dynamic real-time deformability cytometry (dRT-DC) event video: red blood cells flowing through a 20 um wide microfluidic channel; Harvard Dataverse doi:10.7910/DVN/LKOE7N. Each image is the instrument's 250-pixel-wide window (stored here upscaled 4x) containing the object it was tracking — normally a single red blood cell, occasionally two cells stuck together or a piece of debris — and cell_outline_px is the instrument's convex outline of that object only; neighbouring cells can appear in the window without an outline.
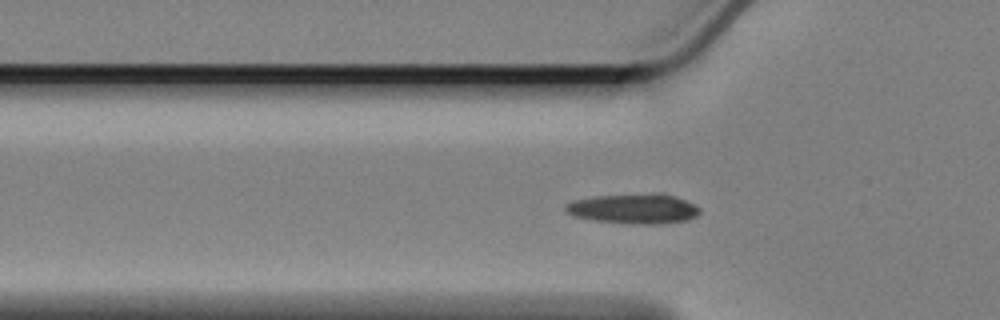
{"species": "Egyptian fruit bat (a non-hibernating species)", "species_latin": "Rousettus aegyptiacus", "temperature_condition": "cold", "stored_images_in_passage": 55, "camera_frame_rate_fps": 3000, "um_per_image_px": 0.085, "animal": {"sex": "female"}, "frame": {"image": 1, "passage_image": 16, "time_ms": 5.0, "image_size_px": [1000, 320], "cell_outline_px": [[700, 212], [696, 216], [688, 220], [660, 224], [632, 224], [592, 220], [572, 216], [564, 212], [564, 208], [572, 200], [592, 196], [652, 192], [660, 192], [676, 196], [700, 208]], "centroid_in_image_um": [53.84, 17.72], "position_along_channel_um": 72.0, "area_um2": 23.99}}
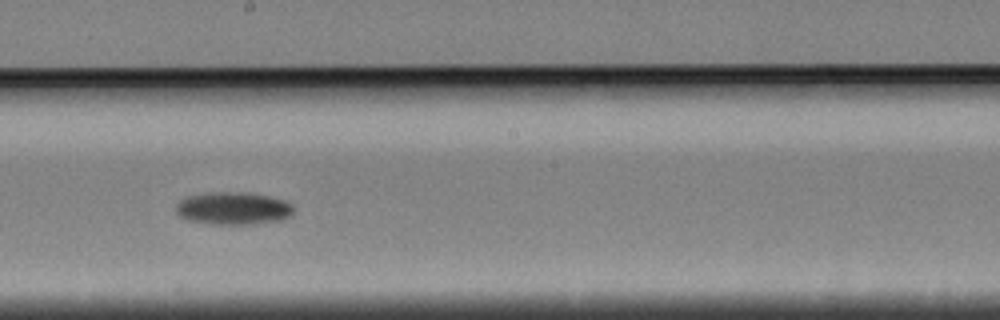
{"frame": {"image": 2, "passage_image": 30, "time_ms": 9.667, "image_size_px": [1000, 320], "cell_outline_px": [[292, 216], [284, 220], [256, 224], [212, 224], [188, 220], [180, 216], [176, 212], [176, 204], [180, 200], [188, 196], [216, 192], [248, 192], [268, 196], [284, 200], [292, 204]], "centroid_in_image_um": [19.86, 17.72], "position_along_channel_um": 228.3, "area_um2": 22.48}}
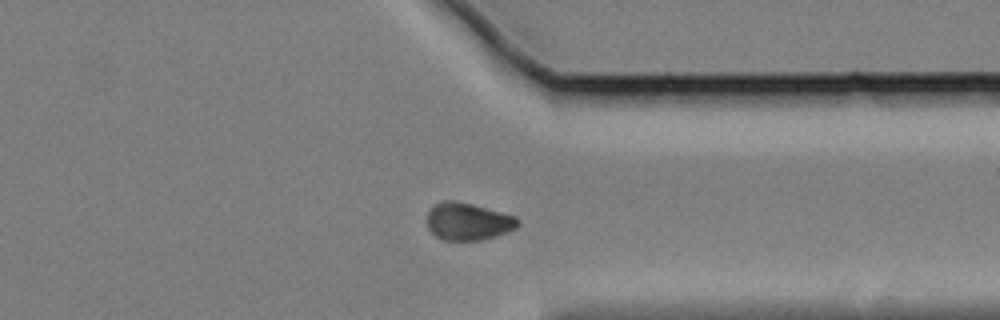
{"frame": {"image": 3, "passage_image": 43, "time_ms": 14.0, "image_size_px": [1000, 320], "cell_outline_px": [[520, 224], [516, 228], [508, 232], [480, 240], [444, 240], [436, 236], [428, 228], [428, 212], [436, 204], [444, 200], [456, 200], [472, 204], [516, 216], [520, 220]], "centroid_in_image_um": [39.81, 18.82], "position_along_channel_um": 371.6, "area_um2": 19.71}}